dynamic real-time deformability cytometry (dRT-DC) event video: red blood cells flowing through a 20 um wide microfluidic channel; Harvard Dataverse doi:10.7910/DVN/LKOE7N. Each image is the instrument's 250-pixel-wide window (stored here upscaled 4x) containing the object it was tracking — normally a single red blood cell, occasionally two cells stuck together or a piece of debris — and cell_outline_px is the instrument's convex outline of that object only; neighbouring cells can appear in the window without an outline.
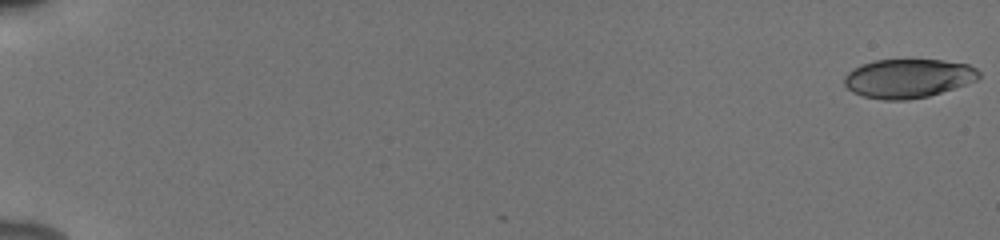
{"species": "human", "species_latin": "Homo sapiens", "temperature_condition": "cold", "stored_images_in_passage": 55, "camera_frame_rate_fps": 3000, "um_per_image_px": 0.085, "donor": {"sex": "male"}, "frame": {"image": 1, "passage_image": 1, "time_ms": 0.0, "image_size_px": [1000, 240], "cell_outline_px": [[980, 76], [976, 80], [928, 96], [908, 100], [884, 100], [864, 96], [852, 92], [844, 84], [844, 76], [852, 68], [876, 60], [944, 60], [968, 64], [976, 68], [980, 72]], "centroid_in_image_um": [77.17, 6.66], "position_along_channel_um": 7.8, "area_um2": 30.35}}
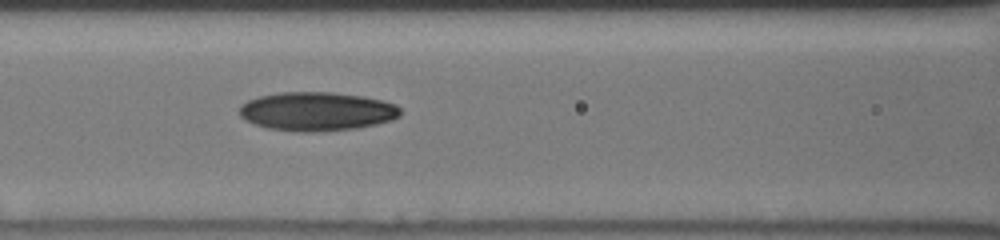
{"frame": {"image": 2, "passage_image": 27, "time_ms": 8.667, "image_size_px": [1000, 240], "cell_outline_px": [[400, 116], [392, 120], [376, 124], [356, 128], [312, 132], [296, 132], [268, 128], [244, 120], [240, 116], [240, 104], [248, 100], [260, 96], [280, 92], [332, 92], [364, 96], [396, 104], [400, 108]], "centroid_in_image_um": [26.92, 9.47], "position_along_channel_um": 139.7, "area_um2": 36.47}}
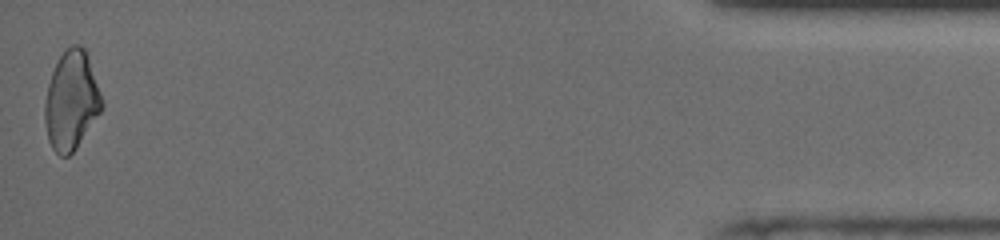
{"frame": {"image": 3, "passage_image": 55, "time_ms": 18.0, "image_size_px": [1000, 240], "cell_outline_px": [[104, 104], [100, 112], [76, 148], [68, 156], [60, 156], [52, 148], [48, 140], [44, 120], [44, 104], [48, 84], [52, 72], [60, 56], [72, 44], [80, 44], [84, 48], [104, 100]], "centroid_in_image_um": [6.06, 8.56], "position_along_channel_um": 429.1, "area_um2": 32.6}, "authors_computed_cell_mechanics": {"area_um2": 33.0616, "velocity_mm_per_s": 3.9052, "shape_relaxation_time_tau1_ms": 8.7807, "shape_relaxation_time_tau2_ms": 8.2269, "deformation_change_tau1": 0.1879, "deformation_change_tau2": 0.1642}}